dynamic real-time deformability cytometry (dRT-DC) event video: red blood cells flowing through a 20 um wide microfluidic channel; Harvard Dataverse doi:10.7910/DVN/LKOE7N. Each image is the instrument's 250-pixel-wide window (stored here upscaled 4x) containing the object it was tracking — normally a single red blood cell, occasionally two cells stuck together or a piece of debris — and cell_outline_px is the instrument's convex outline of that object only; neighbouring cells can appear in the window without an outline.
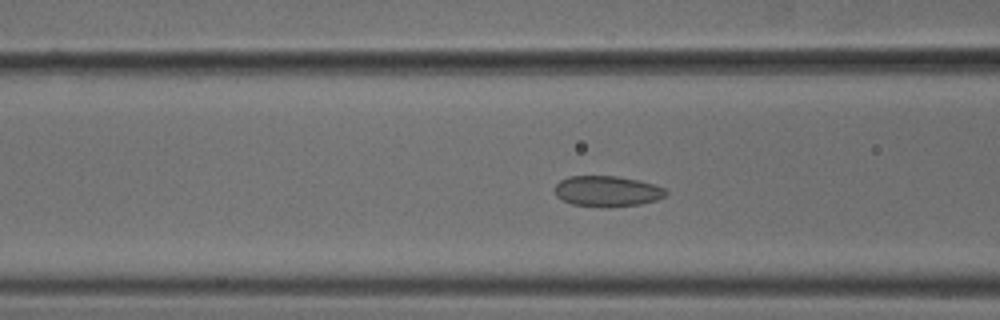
{"species": "common noctule bat (a hibernating species)", "species_latin": "Nyctalus noctula", "temperature_condition": "cold", "stored_images_in_passage": 54, "camera_frame_rate_fps": 3000, "um_per_image_px": 0.085, "animal": {"sex": "male", "body_mass_g": 18.8}, "frame": {"image": 1, "passage_image": 21, "time_ms": 6.667, "image_size_px": [1000, 320], "cell_outline_px": [[668, 192], [664, 196], [656, 200], [640, 204], [604, 208], [600, 208], [572, 204], [556, 196], [556, 184], [560, 180], [568, 176], [616, 176], [640, 180], [664, 188]], "centroid_in_image_um": [51.6, 16.26], "position_along_channel_um": 115.0, "area_um2": 19.94}}
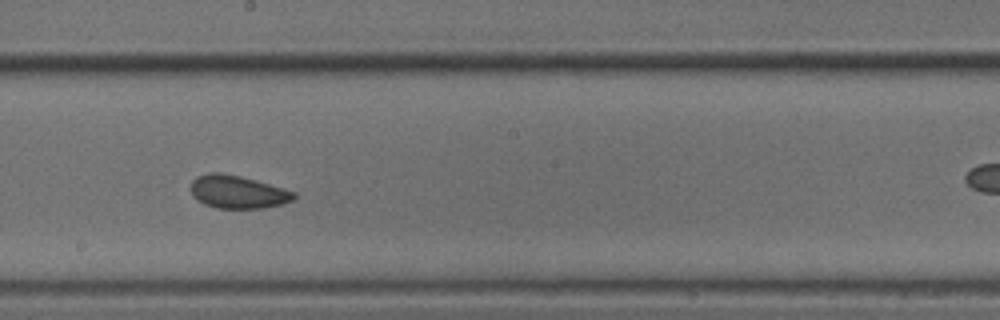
{"frame": {"image": 2, "passage_image": 30, "time_ms": 9.667, "image_size_px": [1000, 320], "cell_outline_px": [[296, 196], [292, 200], [280, 204], [264, 208], [216, 208], [204, 204], [192, 196], [192, 180], [196, 176], [208, 172], [220, 172], [240, 176], [296, 192]], "centroid_in_image_um": [20.17, 16.31], "position_along_channel_um": 228.0, "area_um2": 19.65}}
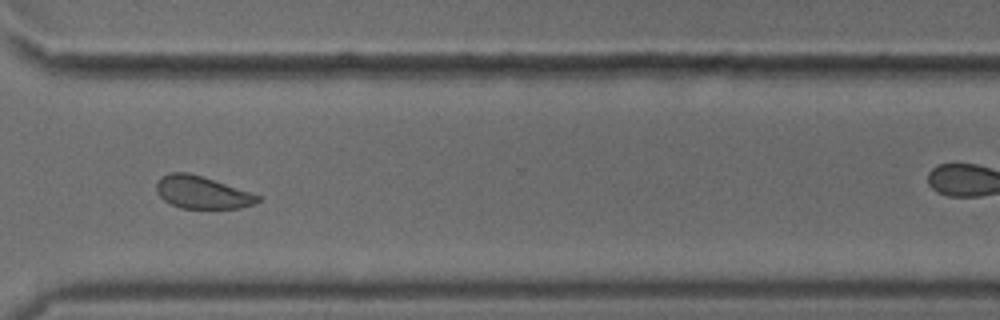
{"frame": {"image": 3, "passage_image": 40, "time_ms": 13.0, "image_size_px": [1000, 320], "cell_outline_px": [[260, 200], [256, 204], [240, 208], [180, 208], [164, 200], [156, 192], [156, 184], [160, 176], [172, 172], [188, 172], [260, 196]], "centroid_in_image_um": [17.13, 16.36], "position_along_channel_um": 353.5, "area_um2": 18.84}, "authors_computed_cell_mechanics": {"area_um2": 20.1144, "velocity_mm_per_s": 3.7577, "shape_relaxation_time_tau1_ms": 3.0138, "shape_relaxation_time_tau2_ms": 5.5772, "deformation_change_tau1": 0.0587, "deformation_change_tau2": 0.1079}}